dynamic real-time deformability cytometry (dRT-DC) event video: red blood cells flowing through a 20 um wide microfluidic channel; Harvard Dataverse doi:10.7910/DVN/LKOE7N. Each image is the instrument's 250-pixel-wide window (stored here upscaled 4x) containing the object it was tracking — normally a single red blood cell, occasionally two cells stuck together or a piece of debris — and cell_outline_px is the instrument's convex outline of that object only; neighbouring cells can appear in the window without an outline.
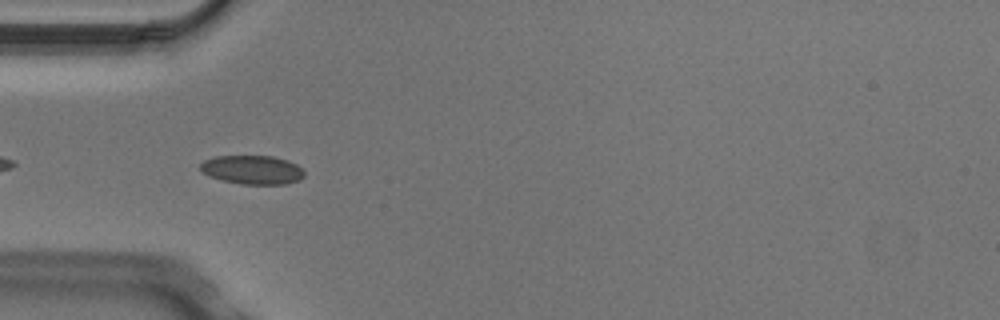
{"species": "Egyptian fruit bat (a non-hibernating species)", "species_latin": "Rousettus aegyptiacus", "temperature_condition": "cold", "stored_images_in_passage": 6, "camera_frame_rate_fps": 3000, "um_per_image_px": 0.085, "animal": {"sex": "male"}, "frame": {"image": 1, "passage_image": 5, "time_ms": 1.333, "image_size_px": [1000, 320], "cell_outline_px": [[304, 176], [300, 180], [288, 184], [240, 184], [208, 176], [200, 168], [200, 164], [204, 160], [212, 156], [272, 156], [288, 160], [296, 164], [304, 172]], "centroid_in_image_um": [21.46, 14.43], "position_along_channel_um": 63.5, "area_um2": 17.51}}